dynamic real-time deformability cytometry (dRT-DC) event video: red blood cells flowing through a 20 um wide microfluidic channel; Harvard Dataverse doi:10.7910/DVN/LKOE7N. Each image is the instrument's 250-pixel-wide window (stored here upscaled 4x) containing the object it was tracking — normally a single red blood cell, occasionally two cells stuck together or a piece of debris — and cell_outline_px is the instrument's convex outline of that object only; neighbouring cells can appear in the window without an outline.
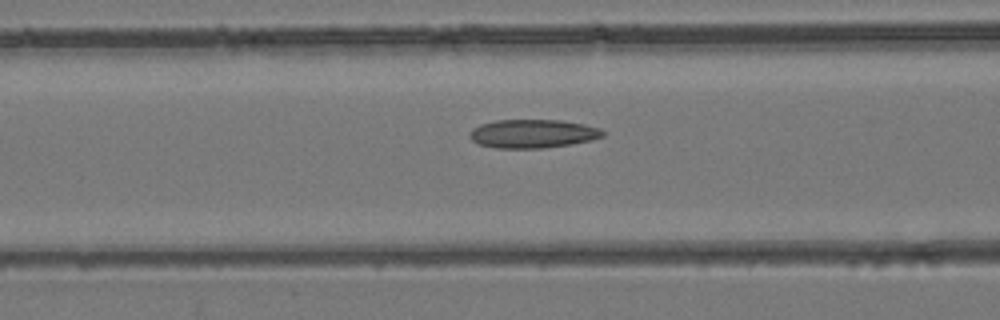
{"species": "common noctule bat (a hibernating species)", "species_latin": "Nyctalus noctula", "temperature_condition": "room temperature", "stored_images_in_passage": 43, "camera_frame_rate_fps": 3000, "um_per_image_px": 0.085, "animal": {"sex": "female", "body_mass_g": 24.6, "forearm_length_mm": 56.2}, "frame": {"image": 1, "passage_image": 17, "time_ms": 5.333, "image_size_px": [1000, 320], "cell_outline_px": [[604, 136], [592, 140], [568, 144], [540, 148], [496, 148], [476, 144], [468, 136], [472, 128], [480, 124], [496, 120], [560, 120], [584, 124], [600, 128], [604, 132]], "centroid_in_image_um": [45.25, 11.36], "position_along_channel_um": 121.4, "area_um2": 22.2}}
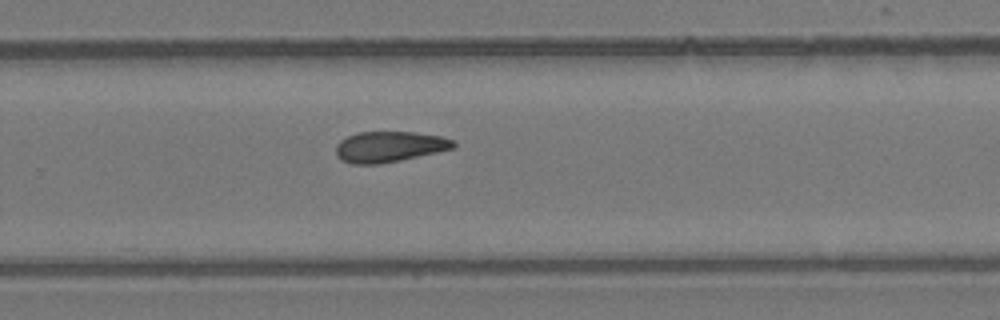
{"frame": {"image": 2, "passage_image": 28, "time_ms": 9.0, "image_size_px": [1000, 320], "cell_outline_px": [[456, 148], [400, 160], [380, 164], [352, 164], [340, 160], [336, 156], [336, 144], [340, 140], [348, 136], [360, 132], [416, 132], [440, 136], [452, 140], [456, 144]], "centroid_in_image_um": [33.07, 12.48], "position_along_channel_um": 296.7, "area_um2": 21.1}}
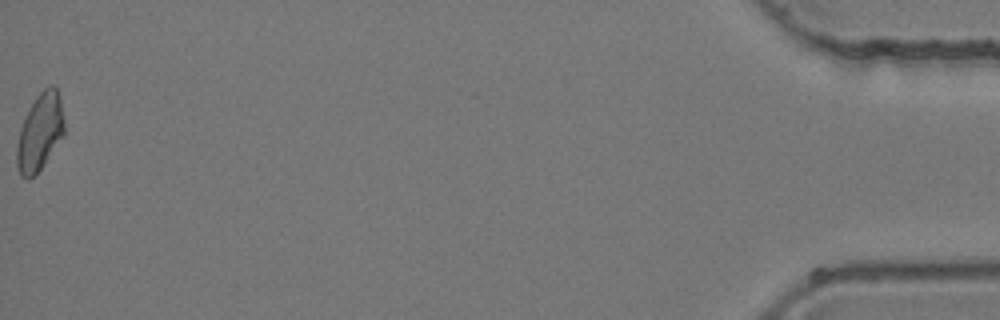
{"frame": {"image": 3, "passage_image": 43, "time_ms": 14.0, "image_size_px": [1000, 320], "cell_outline_px": [[64, 136], [44, 164], [28, 180], [24, 180], [20, 176], [16, 164], [16, 148], [20, 128], [36, 96], [48, 84], [52, 84], [56, 88], [60, 96], [64, 120]], "centroid_in_image_um": [3.4, 11.24], "position_along_channel_um": 431.8, "area_um2": 21.39}}